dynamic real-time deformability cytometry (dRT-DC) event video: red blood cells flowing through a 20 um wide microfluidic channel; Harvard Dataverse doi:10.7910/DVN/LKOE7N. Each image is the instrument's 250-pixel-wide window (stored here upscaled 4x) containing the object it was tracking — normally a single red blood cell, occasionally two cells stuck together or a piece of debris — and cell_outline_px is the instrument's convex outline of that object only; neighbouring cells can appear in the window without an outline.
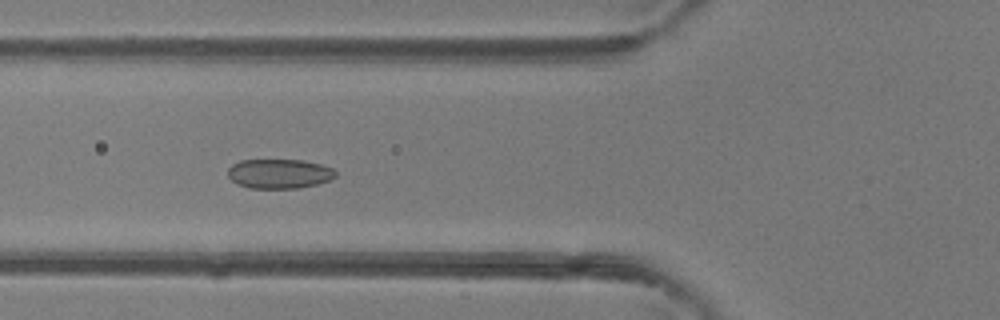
{"species": "common noctule bat (a hibernating species)", "species_latin": "Nyctalus noctula", "temperature_condition": "room temperature", "stored_images_in_passage": 49, "camera_frame_rate_fps": 3000, "um_per_image_px": 0.085, "animal": {"sex": "female"}, "frame": {"image": 1, "passage_image": 18, "time_ms": 5.667, "image_size_px": [1000, 320], "cell_outline_px": [[336, 176], [328, 180], [316, 184], [300, 188], [248, 188], [236, 184], [228, 176], [228, 168], [232, 164], [240, 160], [304, 160], [320, 164], [332, 168], [336, 172]], "centroid_in_image_um": [23.71, 14.76], "position_along_channel_um": 102.1, "area_um2": 18.55}}
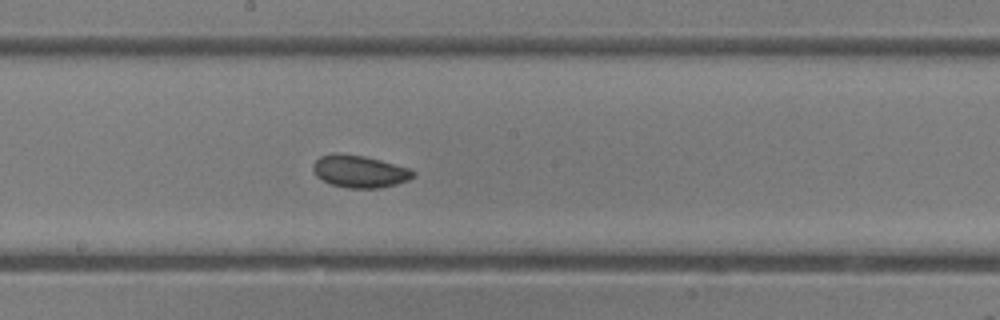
{"frame": {"image": 2, "passage_image": 26, "time_ms": 8.333, "image_size_px": [1000, 320], "cell_outline_px": [[416, 176], [408, 180], [396, 184], [380, 188], [348, 188], [332, 184], [316, 176], [312, 168], [312, 164], [320, 156], [336, 152], [364, 156], [380, 160], [408, 168], [416, 172]], "centroid_in_image_um": [30.56, 14.56], "position_along_channel_um": 217.6, "area_um2": 18.84}}
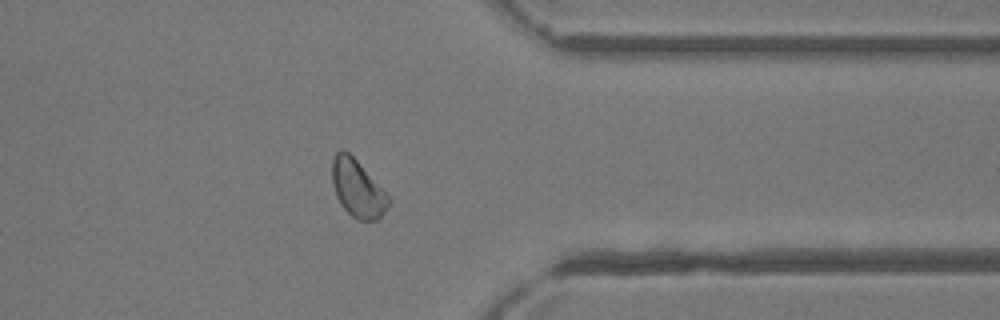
{"frame": {"image": 3, "passage_image": 38, "time_ms": 12.333, "image_size_px": [1000, 320], "cell_outline_px": [[388, 208], [376, 220], [356, 220], [344, 208], [336, 196], [332, 184], [332, 156], [340, 148], [344, 148], [356, 160], [388, 196]], "centroid_in_image_um": [30.33, 16.0], "position_along_channel_um": 381.1, "area_um2": 18.5}, "authors_computed_cell_mechanics": {"area_um2": 19.4786, "velocity_mm_per_s": 4.323, "shape_relaxation_time_tau1_ms": 1.9773, "shape_relaxation_time_tau2_ms": 7.0059, "deformation_change_tau1": 0.0442, "deformation_change_tau2": 0.0847}}